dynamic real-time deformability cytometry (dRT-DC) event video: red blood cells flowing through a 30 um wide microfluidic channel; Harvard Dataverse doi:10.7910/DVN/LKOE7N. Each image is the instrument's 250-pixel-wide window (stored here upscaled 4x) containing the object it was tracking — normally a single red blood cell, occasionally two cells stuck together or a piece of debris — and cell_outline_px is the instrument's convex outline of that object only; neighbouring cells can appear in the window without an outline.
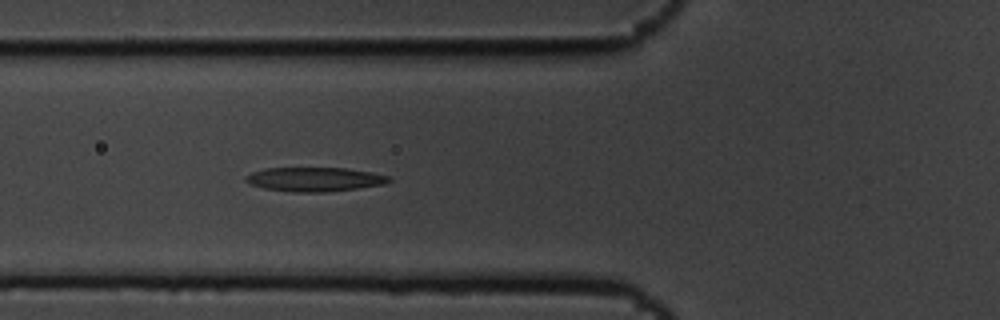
{"species": "common noctule bat (a hibernating species)", "species_latin": "Nyctalus noctula", "temperature_condition": "cold", "stored_images_in_passage": 5, "camera_frame_rate_fps": 3000, "um_per_image_px": 0.085, "animal": {"sex": "male", "body_mass_g": 19.5, "forearm_length_mm": 54.6}, "frame": {"image": 1, "passage_image": 5, "time_ms": 1.333, "image_size_px": [1000, 320], "cell_outline_px": [[392, 180], [384, 184], [328, 192], [292, 192], [264, 188], [252, 184], [244, 180], [244, 176], [252, 172], [264, 168], [344, 168], [372, 172], [392, 176]], "centroid_in_image_um": [26.75, 15.24], "position_along_channel_um": 99.0, "area_um2": 20.17}}